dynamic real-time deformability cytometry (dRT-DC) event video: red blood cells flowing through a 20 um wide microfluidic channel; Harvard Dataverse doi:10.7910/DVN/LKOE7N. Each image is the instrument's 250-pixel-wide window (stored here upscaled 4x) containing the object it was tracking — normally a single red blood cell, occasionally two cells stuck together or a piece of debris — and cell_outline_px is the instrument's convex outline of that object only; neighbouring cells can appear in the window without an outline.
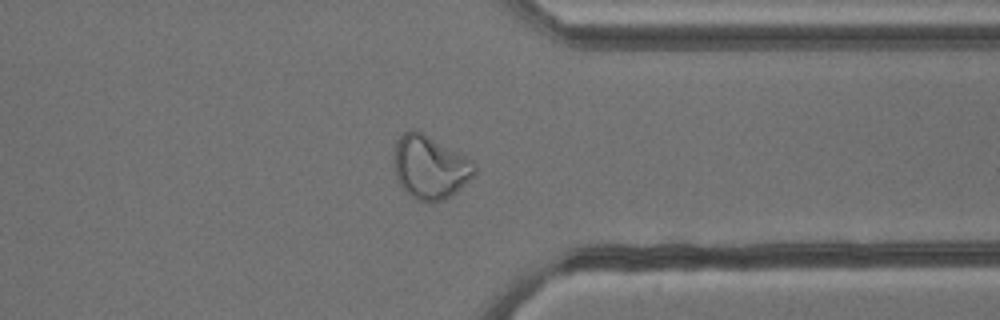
{"species": "common noctule bat (a hibernating species)", "species_latin": "Nyctalus noctula", "temperature_condition": "cold", "stored_images_in_passage": 53, "camera_frame_rate_fps": 3000, "um_per_image_px": 0.085, "animal": {"sex": "male", "body_mass_g": 13.3}, "frame": {"image": 1, "passage_image": 41, "time_ms": 13.333, "image_size_px": [1000, 320], "cell_outline_px": [[476, 172], [452, 196], [432, 204], [416, 200], [400, 184], [396, 176], [392, 160], [392, 156], [396, 140], [404, 132], [424, 132], [472, 160], [476, 164]], "centroid_in_image_um": [36.53, 14.22], "position_along_channel_um": 374.9, "area_um2": 29.88}}
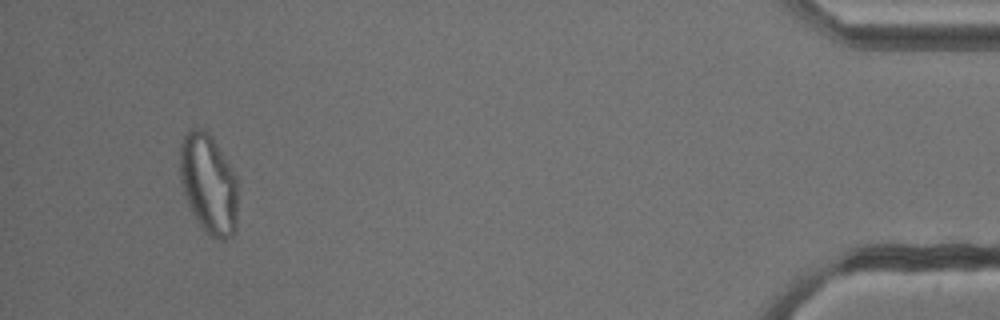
{"frame": {"image": 2, "passage_image": 50, "time_ms": 16.333, "image_size_px": [1000, 320], "cell_outline_px": [[236, 228], [232, 236], [224, 240], [216, 240], [204, 232], [196, 220], [188, 204], [180, 184], [180, 144], [188, 128], [200, 128], [208, 132], [212, 136], [232, 168], [236, 176]], "centroid_in_image_um": [17.71, 15.64], "position_along_channel_um": 417.5, "area_um2": 34.04}}